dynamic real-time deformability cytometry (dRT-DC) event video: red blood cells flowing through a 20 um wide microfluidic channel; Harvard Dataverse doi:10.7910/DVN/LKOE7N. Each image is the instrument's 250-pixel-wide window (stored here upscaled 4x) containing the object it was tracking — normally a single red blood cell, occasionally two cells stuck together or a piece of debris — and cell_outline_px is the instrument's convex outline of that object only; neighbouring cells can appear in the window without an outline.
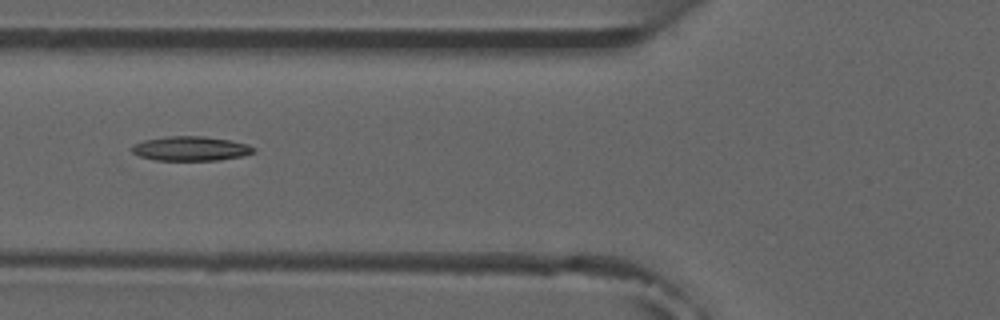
{"species": "common noctule bat (a hibernating species)", "species_latin": "Nyctalus noctula", "temperature_condition": "room temperature", "stored_images_in_passage": 4, "camera_frame_rate_fps": 3000, "um_per_image_px": 0.085, "animal": {"sex": "male", "forearm_length_mm": 52.5}, "frame": {"image": 1, "passage_image": 4, "time_ms": 4.333, "image_size_px": [1000, 320], "cell_outline_px": [[256, 152], [244, 156], [220, 160], [156, 160], [140, 156], [132, 152], [132, 144], [144, 140], [168, 136], [204, 136], [232, 140], [248, 144], [256, 148]], "centroid_in_image_um": [16.27, 12.62], "position_along_channel_um": 109.5, "area_um2": 17.51}}